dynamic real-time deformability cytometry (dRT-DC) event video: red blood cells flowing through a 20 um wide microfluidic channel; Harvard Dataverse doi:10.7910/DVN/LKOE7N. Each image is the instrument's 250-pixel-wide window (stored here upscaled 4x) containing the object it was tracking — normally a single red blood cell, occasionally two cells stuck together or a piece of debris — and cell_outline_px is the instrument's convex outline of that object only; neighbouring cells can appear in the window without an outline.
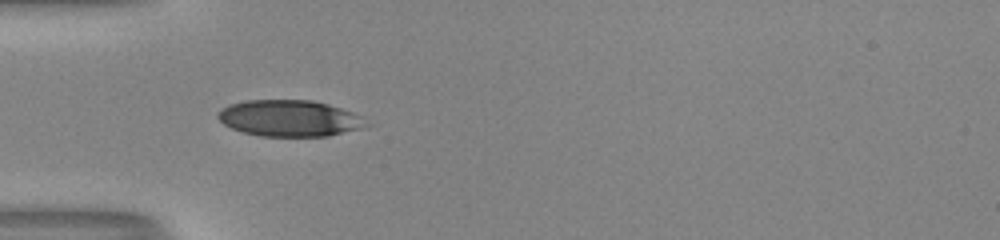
{"species": "human", "species_latin": "Homo sapiens", "temperature_condition": "room temperature", "stored_images_in_passage": 36, "camera_frame_rate_fps": 3000, "um_per_image_px": 0.085, "donor": {"sex": "male"}, "frame": {"image": 1, "passage_image": 1, "time_ms": 0.0, "image_size_px": [1000, 240], "cell_outline_px": [[372, 124], [364, 128], [328, 136], [260, 136], [244, 132], [232, 128], [224, 124], [216, 116], [216, 112], [228, 104], [248, 100], [312, 100], [328, 104], [364, 116]], "centroid_in_image_um": [24.65, 10.05], "position_along_channel_um": 60.3, "area_um2": 31.73}}
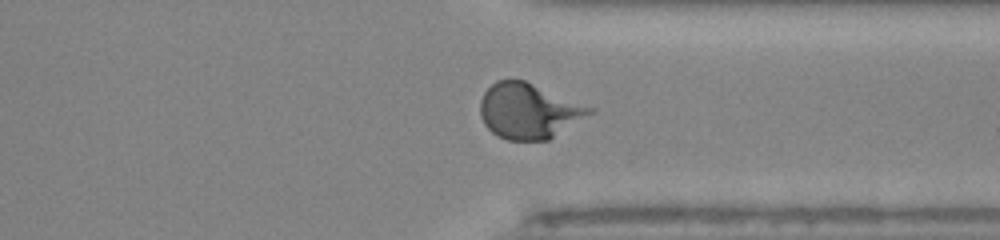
{"frame": {"image": 2, "passage_image": 24, "time_ms": 7.667, "image_size_px": [1000, 240], "cell_outline_px": [[596, 112], [548, 140], [508, 140], [496, 136], [484, 124], [480, 116], [480, 100], [484, 92], [496, 80], [524, 80], [596, 108]], "centroid_in_image_um": [44.97, 9.44], "position_along_channel_um": 366.4, "area_um2": 35.55}}
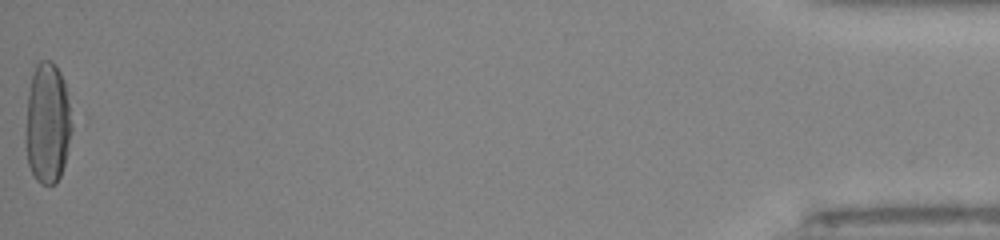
{"frame": {"image": 3, "passage_image": 36, "time_ms": 11.667, "image_size_px": [1000, 240], "cell_outline_px": [[72, 132], [64, 164], [60, 176], [56, 184], [40, 184], [36, 180], [28, 164], [24, 140], [28, 96], [32, 76], [36, 64], [40, 60], [52, 60], [56, 64], [64, 80], [72, 124]], "centroid_in_image_um": [4.03, 10.48], "position_along_channel_um": 431.2, "area_um2": 32.77}, "authors_computed_cell_mechanics": {"area_um2": 33.2928, "velocity_mm_per_s": 4.048, "shape_relaxation_time_tau1_ms": 4.0505, "shape_relaxation_time_tau2_ms": null, "deformation_change_tau1": 0.1914, "deformation_change_tau2": null}}